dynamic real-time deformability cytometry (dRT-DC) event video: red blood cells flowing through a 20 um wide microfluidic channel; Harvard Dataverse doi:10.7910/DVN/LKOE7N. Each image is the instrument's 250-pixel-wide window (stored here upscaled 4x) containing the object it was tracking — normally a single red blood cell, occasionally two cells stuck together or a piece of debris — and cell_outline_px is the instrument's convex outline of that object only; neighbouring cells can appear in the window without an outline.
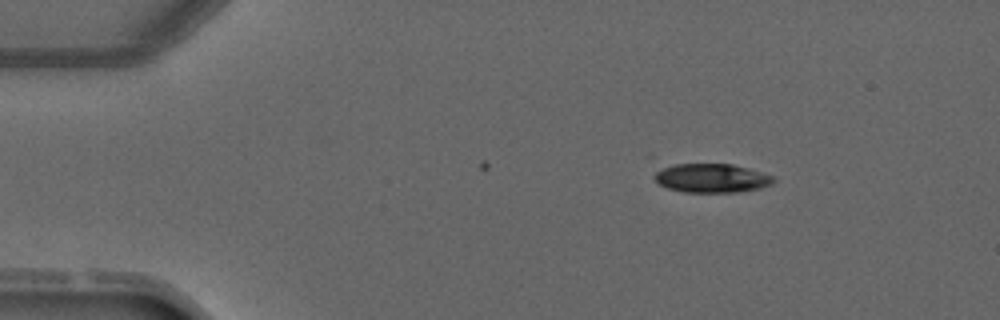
{"species": "common noctule bat (a hibernating species)", "species_latin": "Nyctalus noctula", "temperature_condition": "warm", "stored_images_in_passage": 3, "camera_frame_rate_fps": 3000, "um_per_image_px": 0.085, "animal": {"sex": "male", "forearm_length_mm": 52.5}, "frame": {"image": 1, "passage_image": 3, "time_ms": 3.0, "image_size_px": [1000, 320], "cell_outline_px": [[776, 180], [772, 184], [760, 188], [736, 192], [684, 192], [668, 188], [660, 184], [656, 180], [656, 164], [732, 164], [748, 168], [772, 176]], "centroid_in_image_um": [60.42, 15.12], "position_along_channel_um": 24.6, "area_um2": 20.23}}